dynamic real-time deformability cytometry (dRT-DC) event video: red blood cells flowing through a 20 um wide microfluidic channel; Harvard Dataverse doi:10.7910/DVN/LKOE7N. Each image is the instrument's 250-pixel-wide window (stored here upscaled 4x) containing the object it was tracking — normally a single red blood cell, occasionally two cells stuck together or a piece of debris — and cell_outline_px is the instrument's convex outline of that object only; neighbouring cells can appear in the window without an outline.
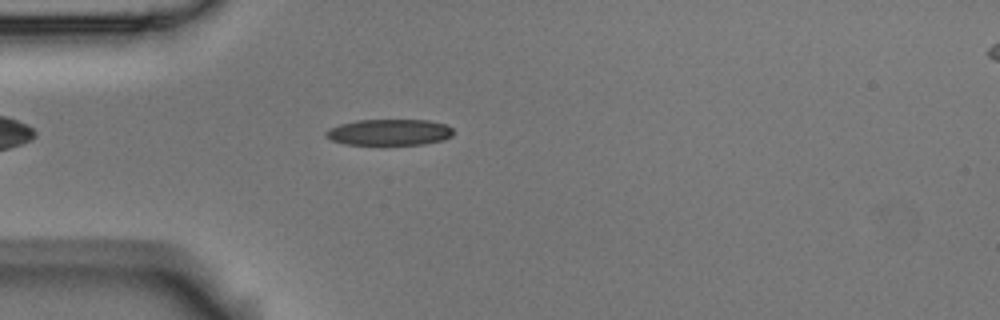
{"species": "Egyptian fruit bat (a non-hibernating species)", "species_latin": "Rousettus aegyptiacus", "temperature_condition": "room temperature", "stored_images_in_passage": 4, "camera_frame_rate_fps": 3000, "um_per_image_px": 0.085, "animal": {"sex": "male"}, "frame": {"image": 1, "passage_image": 4, "time_ms": 1.0, "image_size_px": [1000, 320], "cell_outline_px": [[452, 136], [444, 140], [424, 144], [344, 144], [332, 140], [324, 136], [324, 132], [328, 128], [340, 124], [356, 120], [428, 120], [448, 124], [452, 128]], "centroid_in_image_um": [33.09, 11.23], "position_along_channel_um": 51.9, "area_um2": 19.54}}